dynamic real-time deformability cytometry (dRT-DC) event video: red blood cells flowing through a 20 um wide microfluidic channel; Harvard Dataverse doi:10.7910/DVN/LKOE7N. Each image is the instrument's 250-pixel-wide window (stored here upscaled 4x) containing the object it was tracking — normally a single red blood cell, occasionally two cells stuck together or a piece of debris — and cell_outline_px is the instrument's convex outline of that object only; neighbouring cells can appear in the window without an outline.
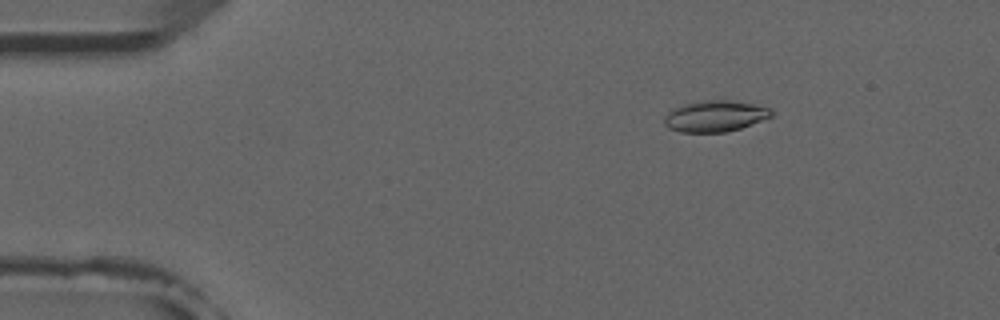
{"species": "common noctule bat (a hibernating species)", "species_latin": "Nyctalus noctula", "temperature_condition": "room temperature", "stored_images_in_passage": 4, "camera_frame_rate_fps": 3000, "um_per_image_px": 0.085, "animal": {"sex": "male", "forearm_length_mm": 52.5}, "frame": {"image": 1, "passage_image": 2, "time_ms": 1.0, "image_size_px": [1000, 320], "cell_outline_px": [[772, 116], [768, 120], [728, 132], [680, 132], [668, 128], [664, 124], [664, 116], [672, 108], [680, 104], [720, 96], [724, 96], [772, 108]], "centroid_in_image_um": [60.84, 9.81], "position_along_channel_um": 24.2, "area_um2": 20.87}}